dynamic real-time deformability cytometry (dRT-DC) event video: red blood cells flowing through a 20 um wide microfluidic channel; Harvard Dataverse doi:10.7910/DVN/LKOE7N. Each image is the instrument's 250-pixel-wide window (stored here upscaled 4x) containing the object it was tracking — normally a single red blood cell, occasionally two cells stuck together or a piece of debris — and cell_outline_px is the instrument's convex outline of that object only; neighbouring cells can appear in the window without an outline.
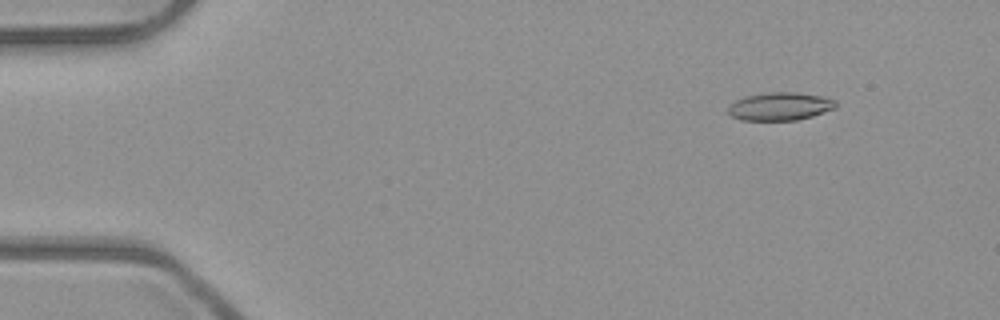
{"species": "common noctule bat (a hibernating species)", "species_latin": "Nyctalus noctula", "temperature_condition": "room temperature", "stored_images_in_passage": 5, "camera_frame_rate_fps": 3000, "um_per_image_px": 0.085, "animal": {"sex": "male", "body_mass_g": 23.1, "forearm_length_mm": 52.7}, "frame": {"image": 1, "passage_image": 2, "time_ms": 0.333, "image_size_px": [1000, 320], "cell_outline_px": [[836, 108], [812, 116], [796, 120], [740, 120], [732, 116], [728, 112], [728, 104], [744, 96], [768, 92], [796, 92], [824, 96], [836, 100]], "centroid_in_image_um": [66.29, 9.03], "position_along_channel_um": 18.7, "area_um2": 17.74}}